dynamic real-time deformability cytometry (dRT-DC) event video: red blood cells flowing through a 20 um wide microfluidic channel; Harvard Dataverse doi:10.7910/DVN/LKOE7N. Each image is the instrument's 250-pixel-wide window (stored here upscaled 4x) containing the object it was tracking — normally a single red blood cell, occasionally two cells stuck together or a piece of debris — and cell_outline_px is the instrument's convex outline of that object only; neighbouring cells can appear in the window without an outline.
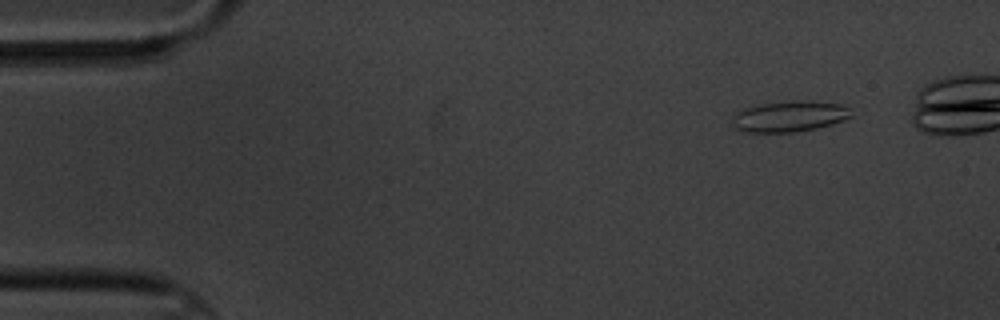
{"species": "common noctule bat (a hibernating species)", "species_latin": "Nyctalus noctula", "temperature_condition": "cold", "stored_images_in_passage": 5, "camera_frame_rate_fps": 3000, "um_per_image_px": 0.085, "animal": {"sex": "male", "body_mass_g": 20.1, "forearm_length_mm": 53.5}, "frame": {"image": 1, "passage_image": 1, "time_ms": 0.0, "image_size_px": [1000, 320], "cell_outline_px": [[856, 116], [832, 124], [816, 128], [796, 132], [748, 132], [732, 128], [732, 116], [736, 112], [744, 108], [760, 104], [792, 100], [812, 100], [840, 104], [848, 108]], "centroid_in_image_um": [67.11, 9.88], "position_along_channel_um": 17.9, "area_um2": 21.79}}